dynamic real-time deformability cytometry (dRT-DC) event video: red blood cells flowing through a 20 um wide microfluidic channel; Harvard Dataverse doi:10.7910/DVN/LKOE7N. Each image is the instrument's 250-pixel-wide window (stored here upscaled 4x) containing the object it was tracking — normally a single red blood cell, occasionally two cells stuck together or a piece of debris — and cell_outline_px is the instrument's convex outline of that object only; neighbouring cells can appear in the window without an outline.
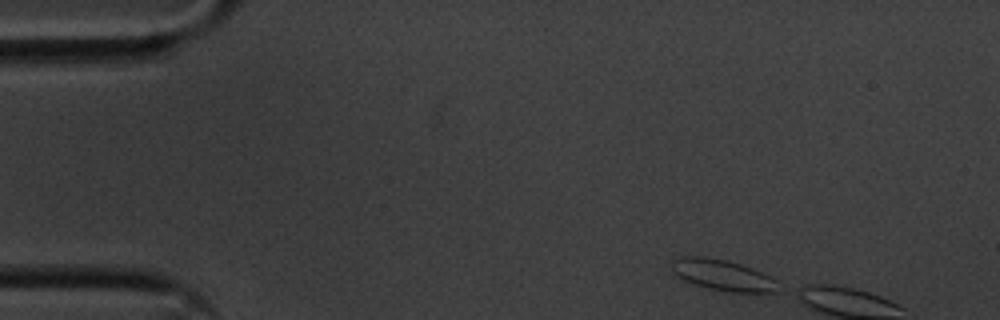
{"species": "common noctule bat (a hibernating species)", "species_latin": "Nyctalus noctula", "temperature_condition": "cold", "stored_images_in_passage": 4, "segment_of_instrument_passage": [1, 2], "camera_frame_rate_fps": 3000, "um_per_image_px": 0.085, "animal": {"sex": "male", "body_mass_g": 20.1, "forearm_length_mm": 53.5}, "frame": {"image": 1, "passage_image": 1, "time_ms": 0.0, "image_size_px": [1000, 320], "cell_outline_px": [[776, 292], [728, 292], [708, 288], [684, 280], [676, 276], [672, 272], [672, 260], [680, 256], [704, 256], [724, 260], [740, 264], [764, 272], [776, 280]], "centroid_in_image_um": [61.39, 23.37], "position_along_channel_um": 23.6, "area_um2": 19.13}}